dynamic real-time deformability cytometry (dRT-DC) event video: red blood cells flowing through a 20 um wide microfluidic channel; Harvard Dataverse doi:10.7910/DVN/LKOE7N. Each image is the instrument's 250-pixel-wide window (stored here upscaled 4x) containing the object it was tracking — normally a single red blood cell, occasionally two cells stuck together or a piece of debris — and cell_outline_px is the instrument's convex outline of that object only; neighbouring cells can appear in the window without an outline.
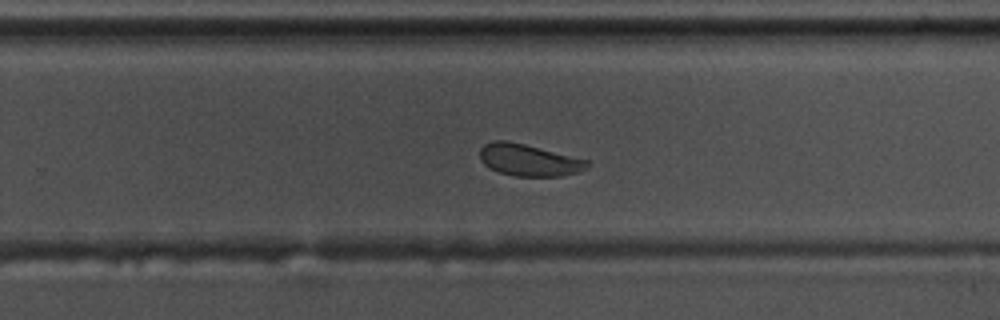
{"species": "common noctule bat (a hibernating species)", "species_latin": "Nyctalus noctula", "temperature_condition": "warm", "stored_images_in_passage": 33, "camera_frame_rate_fps": 3000, "um_per_image_px": 0.085, "animal": {"sex": "male", "body_mass_g": 17.5, "forearm_length_mm": 52.3}, "frame": {"image": 1, "passage_image": 19, "time_ms": 6.0, "image_size_px": [1000, 320], "cell_outline_px": [[592, 164], [588, 168], [580, 172], [560, 176], [516, 176], [500, 172], [484, 164], [480, 160], [480, 148], [484, 144], [496, 140], [504, 140], [524, 144], [588, 160]], "centroid_in_image_um": [44.99, 13.61], "position_along_channel_um": 284.8, "area_um2": 19.83}, "authors_computed_cell_mechanics": {"area_um2": 20.9814, "velocity_mm_per_s": 3.7009, "shape_relaxation_time_tau1_ms": 3.1687, "shape_relaxation_time_tau2_ms": 1.8706, "deformation_change_tau1": 0.0943, "deformation_change_tau2": 0.0658}}